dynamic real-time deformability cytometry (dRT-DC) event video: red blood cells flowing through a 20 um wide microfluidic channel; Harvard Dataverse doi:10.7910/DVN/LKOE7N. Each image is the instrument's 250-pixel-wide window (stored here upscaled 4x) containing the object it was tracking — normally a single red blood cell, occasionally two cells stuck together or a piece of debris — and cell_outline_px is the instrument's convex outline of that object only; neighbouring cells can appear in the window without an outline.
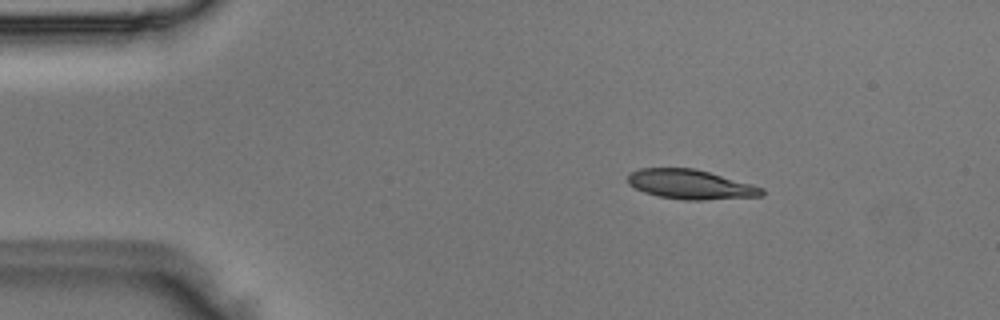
{"species": "Egyptian fruit bat (a non-hibernating species)", "species_latin": "Rousettus aegyptiacus", "temperature_condition": "room temperature", "stored_images_in_passage": 6, "camera_frame_rate_fps": 3000, "um_per_image_px": 0.085, "animal": {"sex": "male"}, "frame": {"image": 1, "passage_image": 3, "time_ms": 0.667, "image_size_px": [1000, 320], "cell_outline_px": [[764, 196], [700, 200], [684, 200], [660, 196], [644, 192], [628, 184], [628, 176], [632, 172], [640, 168], [696, 168], [752, 184], [764, 188]], "centroid_in_image_um": [58.73, 15.67], "position_along_channel_um": 26.3, "area_um2": 23.0}}
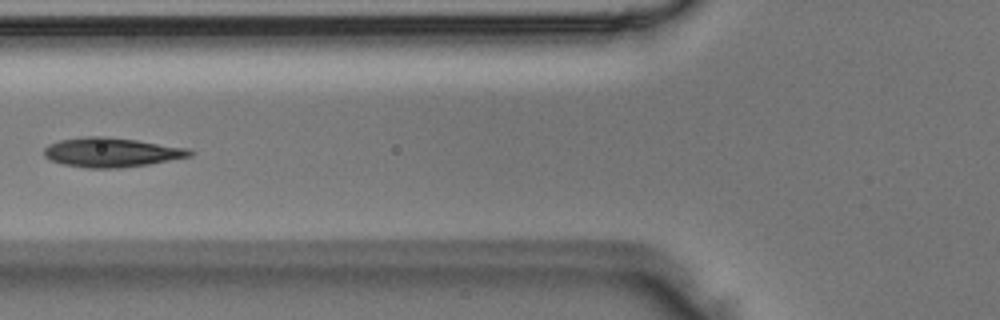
{"frame": {"image": 2, "passage_image": 6, "time_ms": 1.667, "image_size_px": [1000, 320], "cell_outline_px": [[196, 152], [192, 156], [148, 164], [120, 168], [88, 168], [64, 164], [52, 160], [44, 156], [44, 148], [48, 144], [60, 140], [84, 136], [104, 136], [136, 140], [188, 148]], "centroid_in_image_um": [9.49, 12.94], "position_along_channel_um": 116.3, "area_um2": 24.91}}